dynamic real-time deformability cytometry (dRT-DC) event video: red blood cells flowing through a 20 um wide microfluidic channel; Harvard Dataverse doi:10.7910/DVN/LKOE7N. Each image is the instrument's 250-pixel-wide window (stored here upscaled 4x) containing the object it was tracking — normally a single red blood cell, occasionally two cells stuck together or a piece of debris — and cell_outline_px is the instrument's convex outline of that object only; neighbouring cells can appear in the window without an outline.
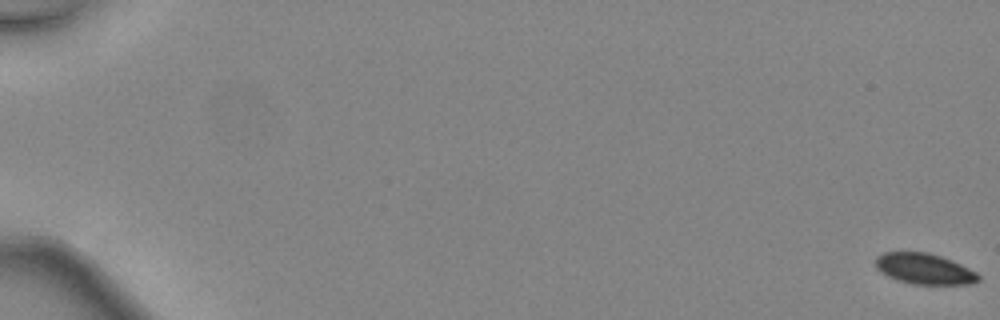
{"species": "common noctule bat (a hibernating species)", "species_latin": "Nyctalus noctula", "temperature_condition": "warm", "stored_images_in_passage": 9, "camera_frame_rate_fps": 3000, "um_per_image_px": 0.085, "animal": {"sex": "female", "body_mass_g": 24.6, "forearm_length_mm": 56.2}, "frame": {"image": 1, "passage_image": 1, "time_ms": 0.0, "image_size_px": [1000, 320], "cell_outline_px": [[980, 280], [972, 284], [912, 284], [896, 280], [880, 272], [876, 268], [876, 256], [884, 252], [928, 252], [940, 256], [960, 264], [976, 272], [980, 276]], "centroid_in_image_um": [78.55, 22.85], "position_along_channel_um": 6.4, "area_um2": 18.44}}